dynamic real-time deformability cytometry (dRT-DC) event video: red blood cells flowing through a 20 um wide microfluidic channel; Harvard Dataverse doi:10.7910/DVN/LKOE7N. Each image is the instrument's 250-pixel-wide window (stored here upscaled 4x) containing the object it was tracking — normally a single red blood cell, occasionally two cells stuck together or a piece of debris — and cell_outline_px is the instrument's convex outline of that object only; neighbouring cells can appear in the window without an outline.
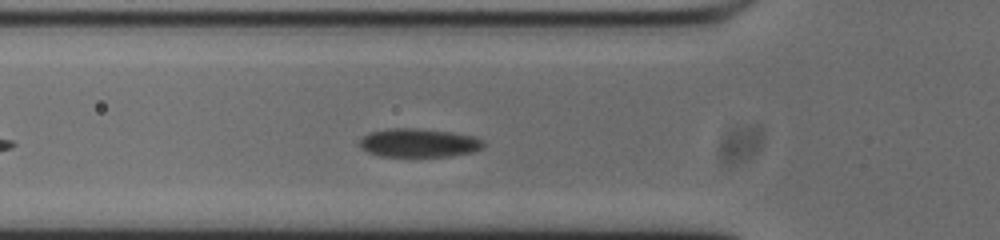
{"species": "common noctule bat (a hibernating species)", "species_latin": "Nyctalus noctula", "temperature_condition": "cold", "stored_images_in_passage": 33, "camera_frame_rate_fps": 3000, "um_per_image_px": 0.085, "animal": {"sex": "male", "body_mass_g": 20.0, "forearm_length_mm": 53.3}, "frame": {"image": 1, "passage_image": 9, "time_ms": 2.667, "image_size_px": [1000, 240], "cell_outline_px": [[484, 144], [480, 148], [472, 152], [448, 156], [380, 156], [368, 152], [360, 148], [356, 144], [364, 136], [372, 132], [388, 128], [412, 128], [452, 132], [472, 136], [484, 140]], "centroid_in_image_um": [35.55, 12.14], "position_along_channel_um": 90.2, "area_um2": 20.52}}
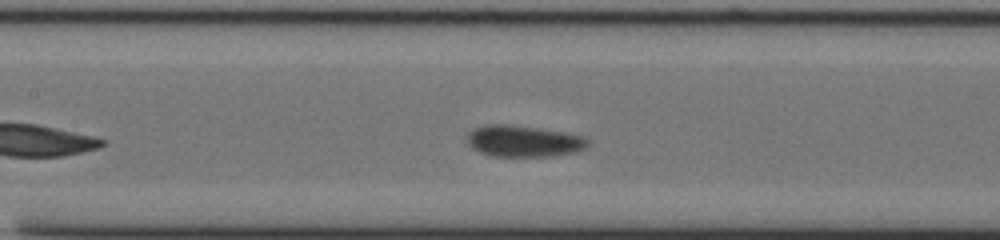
{"frame": {"image": 2, "passage_image": 15, "time_ms": 4.667, "image_size_px": [1000, 240], "cell_outline_px": [[588, 148], [576, 152], [552, 156], [492, 156], [480, 152], [472, 148], [468, 144], [464, 136], [468, 132], [484, 124], [508, 124], [536, 128], [584, 136], [588, 140]], "centroid_in_image_um": [44.47, 12.0], "position_along_channel_um": 162.9, "area_um2": 22.2}}
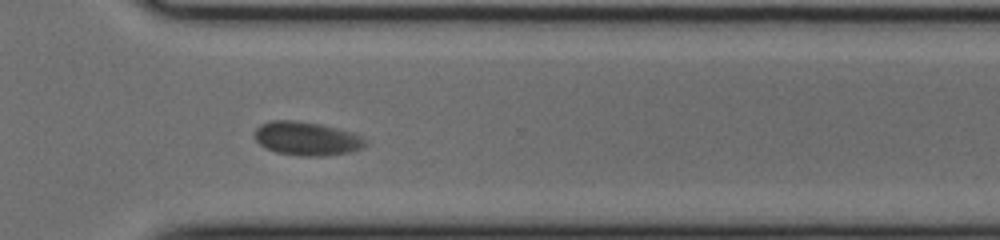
{"frame": {"image": 3, "passage_image": 30, "time_ms": 9.667, "image_size_px": [1000, 240], "cell_outline_px": [[368, 144], [364, 148], [352, 152], [320, 156], [300, 156], [276, 152], [260, 144], [256, 140], [256, 128], [260, 124], [272, 120], [296, 120], [320, 124], [352, 132], [368, 140]], "centroid_in_image_um": [26.12, 11.78], "position_along_channel_um": 344.5, "area_um2": 21.79}, "authors_computed_cell_mechanics": {"area_um2": 21.2704, "velocity_mm_per_s": 3.6295, "shape_relaxation_time_tau1_ms": null, "shape_relaxation_time_tau2_ms": 0.7413, "deformation_change_tau1": null, "deformation_change_tau2": 0.0445}}